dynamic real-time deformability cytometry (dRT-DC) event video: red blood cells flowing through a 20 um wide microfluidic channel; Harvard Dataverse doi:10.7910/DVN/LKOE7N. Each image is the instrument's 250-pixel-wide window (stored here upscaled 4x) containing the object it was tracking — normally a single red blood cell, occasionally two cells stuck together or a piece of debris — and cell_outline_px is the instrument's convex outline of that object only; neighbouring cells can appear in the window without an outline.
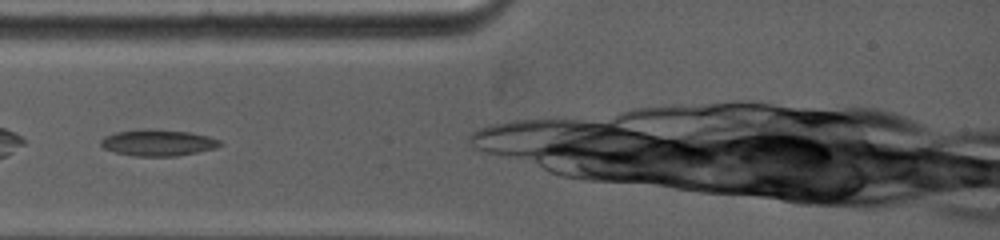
{"species": "common noctule bat (a hibernating species)", "species_latin": "Nyctalus noctula", "temperature_condition": "warm", "stored_images_in_passage": 2, "camera_frame_rate_fps": 5000, "um_per_image_px": 0.085, "animal": {"sex": "female", "body_mass_g": 19.0, "forearm_length_mm": 53.3}, "frame": {"image": 1, "passage_image": 1, "time_ms": 0.0, "image_size_px": [1000, 240], "cell_outline_px": [[220, 144], [216, 148], [176, 156], [132, 156], [116, 152], [104, 148], [100, 144], [100, 140], [116, 132], [188, 132], [208, 136], [220, 140]], "centroid_in_image_um": [13.45, 12.19], "position_along_channel_um": 71.5, "area_um2": 17.05}}